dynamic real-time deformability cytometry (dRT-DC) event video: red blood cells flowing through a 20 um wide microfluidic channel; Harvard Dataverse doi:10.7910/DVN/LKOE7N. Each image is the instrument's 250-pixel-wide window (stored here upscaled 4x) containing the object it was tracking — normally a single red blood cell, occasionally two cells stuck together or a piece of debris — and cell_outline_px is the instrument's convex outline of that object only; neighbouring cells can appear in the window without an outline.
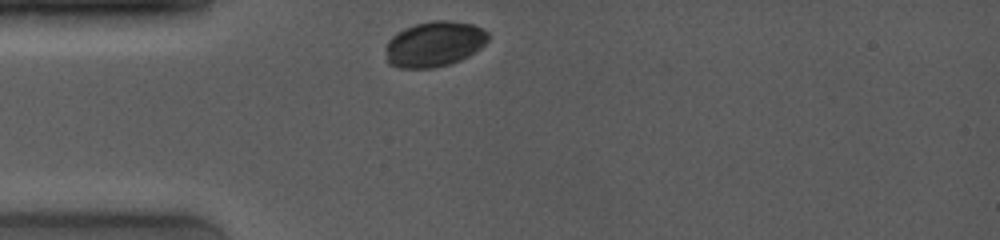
{"species": "common noctule bat (a hibernating species)", "species_latin": "Nyctalus noctula", "temperature_condition": "room temperature", "stored_images_in_passage": 12, "camera_frame_rate_fps": 4000, "um_per_image_px": 0.085, "animal": {"sex": "female", "body_mass_g": 19.0, "forearm_length_mm": 53.3}, "frame": {"image": 1, "passage_image": 1, "time_ms": 0.0, "image_size_px": [1000, 240], "cell_outline_px": [[488, 40], [480, 48], [468, 56], [460, 60], [448, 64], [432, 68], [400, 68], [388, 64], [388, 40], [392, 36], [404, 28], [416, 24], [432, 20], [448, 20], [472, 24], [488, 32]], "centroid_in_image_um": [36.93, 3.74], "position_along_channel_um": 48.1, "area_um2": 26.82}}
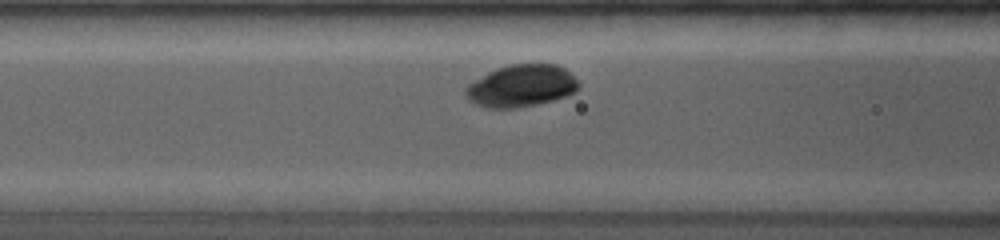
{"frame": {"image": 2, "passage_image": 7, "time_ms": 2.25, "image_size_px": [1000, 240], "cell_outline_px": [[580, 88], [576, 92], [568, 96], [520, 108], [488, 108], [476, 104], [464, 92], [464, 88], [468, 84], [488, 72], [496, 68], [508, 64], [556, 64], [564, 68], [580, 84]], "centroid_in_image_um": [44.33, 7.3], "position_along_channel_um": 122.3, "area_um2": 27.74}}